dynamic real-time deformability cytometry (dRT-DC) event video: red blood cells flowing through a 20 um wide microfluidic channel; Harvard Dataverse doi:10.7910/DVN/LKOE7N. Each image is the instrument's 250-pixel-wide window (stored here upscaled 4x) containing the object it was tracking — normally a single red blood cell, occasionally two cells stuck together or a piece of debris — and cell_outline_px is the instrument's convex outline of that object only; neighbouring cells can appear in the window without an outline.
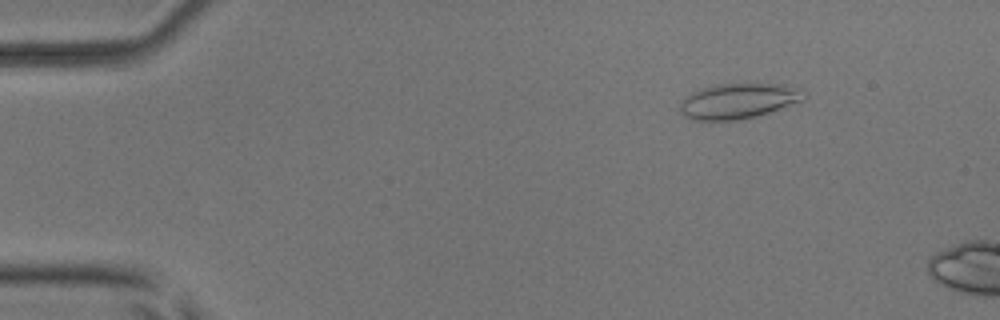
{"species": "common noctule bat (a hibernating species)", "species_latin": "Nyctalus noctula", "temperature_condition": "room temperature", "stored_images_in_passage": 11, "camera_frame_rate_fps": 3000, "um_per_image_px": 0.085, "animal": {"sex": "male", "body_mass_g": 17.9, "forearm_length_mm": 54.2}, "frame": {"image": 1, "passage_image": 7, "time_ms": 2.0, "image_size_px": [1000, 320], "cell_outline_px": [[808, 96], [804, 100], [756, 116], [736, 120], [692, 120], [684, 116], [680, 112], [680, 104], [692, 92], [700, 88], [716, 84], [784, 84], [804, 88], [808, 92]], "centroid_in_image_um": [62.83, 8.57], "position_along_channel_um": 22.2, "area_um2": 25.66}}